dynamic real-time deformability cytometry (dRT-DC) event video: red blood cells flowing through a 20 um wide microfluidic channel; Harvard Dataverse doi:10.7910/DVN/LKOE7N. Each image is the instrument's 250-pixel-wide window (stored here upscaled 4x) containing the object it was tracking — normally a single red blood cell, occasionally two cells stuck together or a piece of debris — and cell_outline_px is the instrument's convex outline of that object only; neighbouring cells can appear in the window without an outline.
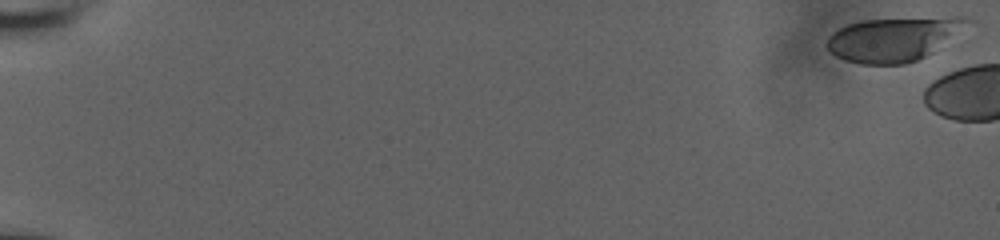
{"species": "human", "species_latin": "Homo sapiens", "temperature_condition": "room temperature", "stored_images_in_passage": 6, "camera_frame_rate_fps": 3000, "um_per_image_px": 0.085, "donor": {"sex": "male"}, "frame": {"image": 1, "passage_image": 1, "time_ms": 0.0, "image_size_px": [1000, 240], "cell_outline_px": [[976, 20], [932, 52], [916, 60], [904, 64], [860, 64], [844, 60], [828, 52], [824, 44], [828, 36], [832, 32], [848, 24], [864, 20], [952, 16], [968, 16]], "centroid_in_image_um": [75.95, 3.3], "position_along_channel_um": 9.0, "area_um2": 36.41}}